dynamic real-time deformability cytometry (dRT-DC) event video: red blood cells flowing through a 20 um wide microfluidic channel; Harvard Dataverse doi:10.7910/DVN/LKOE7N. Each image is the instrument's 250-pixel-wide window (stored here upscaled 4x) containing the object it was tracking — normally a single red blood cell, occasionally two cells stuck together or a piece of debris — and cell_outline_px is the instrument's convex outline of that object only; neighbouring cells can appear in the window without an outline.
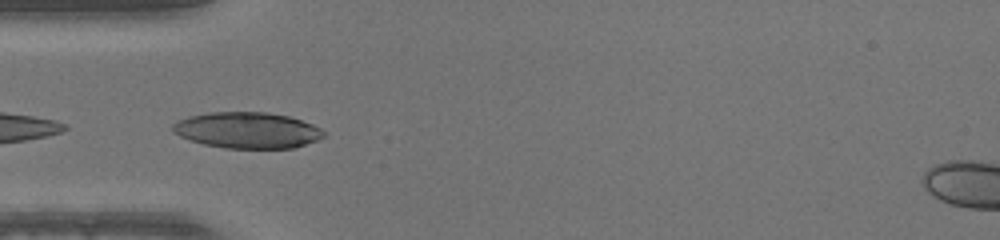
{"species": "human", "species_latin": "Homo sapiens", "temperature_condition": "warm", "stored_images_in_passage": 36, "camera_frame_rate_fps": 3000, "um_per_image_px": 0.085, "donor": {"sex": "male"}, "frame": {"image": 1, "passage_image": 2, "time_ms": 0.333, "image_size_px": [1000, 240], "cell_outline_px": [[324, 136], [316, 140], [292, 148], [224, 148], [204, 144], [180, 136], [172, 132], [172, 124], [176, 120], [188, 116], [208, 112], [268, 112], [288, 116], [312, 124], [320, 128], [324, 132]], "centroid_in_image_um": [20.97, 11.06], "position_along_channel_um": 64.0, "area_um2": 31.67}}
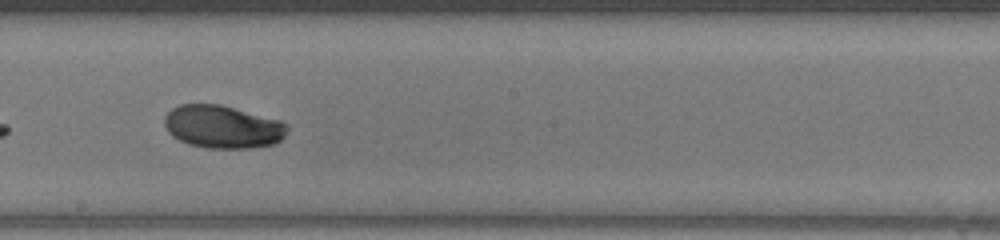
{"frame": {"image": 2, "passage_image": 14, "time_ms": 4.333, "image_size_px": [1000, 240], "cell_outline_px": [[288, 128], [284, 136], [276, 144], [252, 148], [208, 148], [188, 144], [172, 136], [168, 132], [164, 124], [164, 116], [172, 108], [180, 104], [220, 104], [280, 120], [288, 124]], "centroid_in_image_um": [18.93, 10.78], "position_along_channel_um": 229.3, "area_um2": 30.87}}
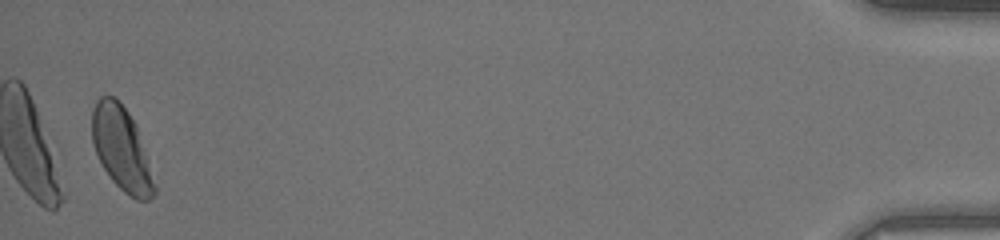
{"frame": {"image": 3, "passage_image": 35, "time_ms": 11.333, "image_size_px": [1000, 240], "cell_outline_px": [[156, 192], [148, 200], [136, 200], [124, 192], [112, 180], [104, 168], [96, 152], [92, 140], [92, 108], [96, 100], [100, 96], [112, 96], [128, 112], [136, 124], [156, 188]], "centroid_in_image_um": [10.31, 12.64], "position_along_channel_um": 424.9, "area_um2": 29.77}}